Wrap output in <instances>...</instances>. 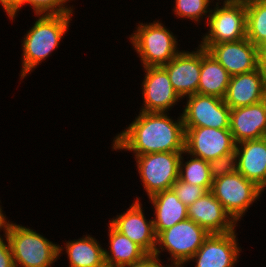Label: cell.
<instances>
[{
  "label": "cell",
  "instance_id": "5b68a950",
  "mask_svg": "<svg viewBox=\"0 0 266 267\" xmlns=\"http://www.w3.org/2000/svg\"><path fill=\"white\" fill-rule=\"evenodd\" d=\"M207 16L208 31L198 45H213L246 38V0L232 3L215 2Z\"/></svg>",
  "mask_w": 266,
  "mask_h": 267
},
{
  "label": "cell",
  "instance_id": "8992f818",
  "mask_svg": "<svg viewBox=\"0 0 266 267\" xmlns=\"http://www.w3.org/2000/svg\"><path fill=\"white\" fill-rule=\"evenodd\" d=\"M211 192L238 224L264 191L237 171L214 179Z\"/></svg>",
  "mask_w": 266,
  "mask_h": 267
},
{
  "label": "cell",
  "instance_id": "603a6c76",
  "mask_svg": "<svg viewBox=\"0 0 266 267\" xmlns=\"http://www.w3.org/2000/svg\"><path fill=\"white\" fill-rule=\"evenodd\" d=\"M109 247L104 248V258L107 264L127 266L141 260L147 253L127 236L108 224ZM108 250V251H107Z\"/></svg>",
  "mask_w": 266,
  "mask_h": 267
},
{
  "label": "cell",
  "instance_id": "f1b7e54d",
  "mask_svg": "<svg viewBox=\"0 0 266 267\" xmlns=\"http://www.w3.org/2000/svg\"><path fill=\"white\" fill-rule=\"evenodd\" d=\"M171 189L187 207L208 192L205 188L187 183L180 178L172 185Z\"/></svg>",
  "mask_w": 266,
  "mask_h": 267
},
{
  "label": "cell",
  "instance_id": "4dcf8cb0",
  "mask_svg": "<svg viewBox=\"0 0 266 267\" xmlns=\"http://www.w3.org/2000/svg\"><path fill=\"white\" fill-rule=\"evenodd\" d=\"M161 258L153 254L145 255L141 260L136 261L124 267H162Z\"/></svg>",
  "mask_w": 266,
  "mask_h": 267
},
{
  "label": "cell",
  "instance_id": "484cf974",
  "mask_svg": "<svg viewBox=\"0 0 266 267\" xmlns=\"http://www.w3.org/2000/svg\"><path fill=\"white\" fill-rule=\"evenodd\" d=\"M25 4L32 7L35 15L73 14L74 12L73 6H68L63 0H16L6 11L7 17L13 21Z\"/></svg>",
  "mask_w": 266,
  "mask_h": 267
},
{
  "label": "cell",
  "instance_id": "d6986e66",
  "mask_svg": "<svg viewBox=\"0 0 266 267\" xmlns=\"http://www.w3.org/2000/svg\"><path fill=\"white\" fill-rule=\"evenodd\" d=\"M237 171L263 191L266 189V137L236 144Z\"/></svg>",
  "mask_w": 266,
  "mask_h": 267
},
{
  "label": "cell",
  "instance_id": "9c48e42d",
  "mask_svg": "<svg viewBox=\"0 0 266 267\" xmlns=\"http://www.w3.org/2000/svg\"><path fill=\"white\" fill-rule=\"evenodd\" d=\"M186 99L181 113L184 127L230 129L231 108L223 99L198 93Z\"/></svg>",
  "mask_w": 266,
  "mask_h": 267
},
{
  "label": "cell",
  "instance_id": "7c38bea8",
  "mask_svg": "<svg viewBox=\"0 0 266 267\" xmlns=\"http://www.w3.org/2000/svg\"><path fill=\"white\" fill-rule=\"evenodd\" d=\"M236 235V230L210 234L188 262L195 260V267H235L242 252Z\"/></svg>",
  "mask_w": 266,
  "mask_h": 267
},
{
  "label": "cell",
  "instance_id": "7402d4cb",
  "mask_svg": "<svg viewBox=\"0 0 266 267\" xmlns=\"http://www.w3.org/2000/svg\"><path fill=\"white\" fill-rule=\"evenodd\" d=\"M231 75L202 47V64L197 93L223 99Z\"/></svg>",
  "mask_w": 266,
  "mask_h": 267
},
{
  "label": "cell",
  "instance_id": "d590c367",
  "mask_svg": "<svg viewBox=\"0 0 266 267\" xmlns=\"http://www.w3.org/2000/svg\"><path fill=\"white\" fill-rule=\"evenodd\" d=\"M100 267H124V266H119V265H114V264H107L104 262Z\"/></svg>",
  "mask_w": 266,
  "mask_h": 267
},
{
  "label": "cell",
  "instance_id": "7a4b0ae2",
  "mask_svg": "<svg viewBox=\"0 0 266 267\" xmlns=\"http://www.w3.org/2000/svg\"><path fill=\"white\" fill-rule=\"evenodd\" d=\"M73 14L36 15L34 25L26 32L22 45L20 79L31 74L60 45ZM71 20V21H70Z\"/></svg>",
  "mask_w": 266,
  "mask_h": 267
},
{
  "label": "cell",
  "instance_id": "74e56055",
  "mask_svg": "<svg viewBox=\"0 0 266 267\" xmlns=\"http://www.w3.org/2000/svg\"><path fill=\"white\" fill-rule=\"evenodd\" d=\"M66 4H68V2H71V1H73V0H63Z\"/></svg>",
  "mask_w": 266,
  "mask_h": 267
},
{
  "label": "cell",
  "instance_id": "e0dca14e",
  "mask_svg": "<svg viewBox=\"0 0 266 267\" xmlns=\"http://www.w3.org/2000/svg\"><path fill=\"white\" fill-rule=\"evenodd\" d=\"M266 99V77L259 68L231 76L224 102L231 108L249 106Z\"/></svg>",
  "mask_w": 266,
  "mask_h": 267
},
{
  "label": "cell",
  "instance_id": "8d00e7d4",
  "mask_svg": "<svg viewBox=\"0 0 266 267\" xmlns=\"http://www.w3.org/2000/svg\"><path fill=\"white\" fill-rule=\"evenodd\" d=\"M211 1L213 2L214 0H211ZM217 1H218L217 3L221 4L220 0H217ZM221 1H223V3H232V2H237V1H240V0H221Z\"/></svg>",
  "mask_w": 266,
  "mask_h": 267
},
{
  "label": "cell",
  "instance_id": "cb8c5ba5",
  "mask_svg": "<svg viewBox=\"0 0 266 267\" xmlns=\"http://www.w3.org/2000/svg\"><path fill=\"white\" fill-rule=\"evenodd\" d=\"M246 38L255 46L266 43V0H246Z\"/></svg>",
  "mask_w": 266,
  "mask_h": 267
},
{
  "label": "cell",
  "instance_id": "30bf717a",
  "mask_svg": "<svg viewBox=\"0 0 266 267\" xmlns=\"http://www.w3.org/2000/svg\"><path fill=\"white\" fill-rule=\"evenodd\" d=\"M185 151L204 161H211L235 150L230 129L212 127H184Z\"/></svg>",
  "mask_w": 266,
  "mask_h": 267
},
{
  "label": "cell",
  "instance_id": "277c9868",
  "mask_svg": "<svg viewBox=\"0 0 266 267\" xmlns=\"http://www.w3.org/2000/svg\"><path fill=\"white\" fill-rule=\"evenodd\" d=\"M129 36L132 48L138 54L143 67H161L170 62L178 50L177 37L159 20L138 23Z\"/></svg>",
  "mask_w": 266,
  "mask_h": 267
},
{
  "label": "cell",
  "instance_id": "ac0fdd59",
  "mask_svg": "<svg viewBox=\"0 0 266 267\" xmlns=\"http://www.w3.org/2000/svg\"><path fill=\"white\" fill-rule=\"evenodd\" d=\"M230 132L236 144L266 137V99L231 109Z\"/></svg>",
  "mask_w": 266,
  "mask_h": 267
},
{
  "label": "cell",
  "instance_id": "9a60e30c",
  "mask_svg": "<svg viewBox=\"0 0 266 267\" xmlns=\"http://www.w3.org/2000/svg\"><path fill=\"white\" fill-rule=\"evenodd\" d=\"M195 50L192 52L181 50L170 62L162 66L167 71L175 92L182 100L197 93L202 47L199 45Z\"/></svg>",
  "mask_w": 266,
  "mask_h": 267
},
{
  "label": "cell",
  "instance_id": "836d02e7",
  "mask_svg": "<svg viewBox=\"0 0 266 267\" xmlns=\"http://www.w3.org/2000/svg\"><path fill=\"white\" fill-rule=\"evenodd\" d=\"M15 2L16 0H0V5L4 9V12H6Z\"/></svg>",
  "mask_w": 266,
  "mask_h": 267
},
{
  "label": "cell",
  "instance_id": "ffe728a7",
  "mask_svg": "<svg viewBox=\"0 0 266 267\" xmlns=\"http://www.w3.org/2000/svg\"><path fill=\"white\" fill-rule=\"evenodd\" d=\"M148 198L154 207L153 224L157 236L188 218L187 206L179 200L172 189L157 192Z\"/></svg>",
  "mask_w": 266,
  "mask_h": 267
},
{
  "label": "cell",
  "instance_id": "5bb4252c",
  "mask_svg": "<svg viewBox=\"0 0 266 267\" xmlns=\"http://www.w3.org/2000/svg\"><path fill=\"white\" fill-rule=\"evenodd\" d=\"M200 46L205 48L231 76L258 68V47L247 38Z\"/></svg>",
  "mask_w": 266,
  "mask_h": 267
},
{
  "label": "cell",
  "instance_id": "d6a6232c",
  "mask_svg": "<svg viewBox=\"0 0 266 267\" xmlns=\"http://www.w3.org/2000/svg\"><path fill=\"white\" fill-rule=\"evenodd\" d=\"M2 206L0 205V231L4 230L8 224L10 223L8 218H6V214L3 213Z\"/></svg>",
  "mask_w": 266,
  "mask_h": 267
},
{
  "label": "cell",
  "instance_id": "4fadbf2b",
  "mask_svg": "<svg viewBox=\"0 0 266 267\" xmlns=\"http://www.w3.org/2000/svg\"><path fill=\"white\" fill-rule=\"evenodd\" d=\"M142 82V112H167L182 99L175 92L167 71L161 67H145ZM170 109V110H169Z\"/></svg>",
  "mask_w": 266,
  "mask_h": 267
},
{
  "label": "cell",
  "instance_id": "f546056e",
  "mask_svg": "<svg viewBox=\"0 0 266 267\" xmlns=\"http://www.w3.org/2000/svg\"><path fill=\"white\" fill-rule=\"evenodd\" d=\"M3 232V236L5 238H3L0 234V267H15L6 230L4 229Z\"/></svg>",
  "mask_w": 266,
  "mask_h": 267
},
{
  "label": "cell",
  "instance_id": "44dd1931",
  "mask_svg": "<svg viewBox=\"0 0 266 267\" xmlns=\"http://www.w3.org/2000/svg\"><path fill=\"white\" fill-rule=\"evenodd\" d=\"M65 247L59 245V256L67 253L69 267H100L104 262V247L91 235L67 241Z\"/></svg>",
  "mask_w": 266,
  "mask_h": 267
},
{
  "label": "cell",
  "instance_id": "d4e9b609",
  "mask_svg": "<svg viewBox=\"0 0 266 267\" xmlns=\"http://www.w3.org/2000/svg\"><path fill=\"white\" fill-rule=\"evenodd\" d=\"M189 155L190 160H184ZM179 178L187 183L198 185L211 191L213 179L209 174V163L201 158L192 156L186 151L182 152L179 162Z\"/></svg>",
  "mask_w": 266,
  "mask_h": 267
},
{
  "label": "cell",
  "instance_id": "ba28073f",
  "mask_svg": "<svg viewBox=\"0 0 266 267\" xmlns=\"http://www.w3.org/2000/svg\"><path fill=\"white\" fill-rule=\"evenodd\" d=\"M182 152H157L135 157L137 171L147 197L170 190L179 178Z\"/></svg>",
  "mask_w": 266,
  "mask_h": 267
},
{
  "label": "cell",
  "instance_id": "1f68e13d",
  "mask_svg": "<svg viewBox=\"0 0 266 267\" xmlns=\"http://www.w3.org/2000/svg\"><path fill=\"white\" fill-rule=\"evenodd\" d=\"M258 68L266 77V43L258 47Z\"/></svg>",
  "mask_w": 266,
  "mask_h": 267
},
{
  "label": "cell",
  "instance_id": "83f0119b",
  "mask_svg": "<svg viewBox=\"0 0 266 267\" xmlns=\"http://www.w3.org/2000/svg\"><path fill=\"white\" fill-rule=\"evenodd\" d=\"M209 163V174L214 180L218 177L237 172V153L236 150L215 158Z\"/></svg>",
  "mask_w": 266,
  "mask_h": 267
},
{
  "label": "cell",
  "instance_id": "52a82bcc",
  "mask_svg": "<svg viewBox=\"0 0 266 267\" xmlns=\"http://www.w3.org/2000/svg\"><path fill=\"white\" fill-rule=\"evenodd\" d=\"M210 234L193 220L187 218L157 236L154 254L160 257L168 252L171 263H187Z\"/></svg>",
  "mask_w": 266,
  "mask_h": 267
},
{
  "label": "cell",
  "instance_id": "3957f363",
  "mask_svg": "<svg viewBox=\"0 0 266 267\" xmlns=\"http://www.w3.org/2000/svg\"><path fill=\"white\" fill-rule=\"evenodd\" d=\"M15 267H52L59 259V245L30 227L13 223L5 228Z\"/></svg>",
  "mask_w": 266,
  "mask_h": 267
},
{
  "label": "cell",
  "instance_id": "6da1fadb",
  "mask_svg": "<svg viewBox=\"0 0 266 267\" xmlns=\"http://www.w3.org/2000/svg\"><path fill=\"white\" fill-rule=\"evenodd\" d=\"M167 112H142L112 141V150L131 151L134 156L185 151L182 115L177 120Z\"/></svg>",
  "mask_w": 266,
  "mask_h": 267
},
{
  "label": "cell",
  "instance_id": "8fae6325",
  "mask_svg": "<svg viewBox=\"0 0 266 267\" xmlns=\"http://www.w3.org/2000/svg\"><path fill=\"white\" fill-rule=\"evenodd\" d=\"M141 200L135 202L127 211L113 217L109 223L121 234L140 246L147 254H153L156 248L157 235L154 230L153 218L147 220L144 215Z\"/></svg>",
  "mask_w": 266,
  "mask_h": 267
},
{
  "label": "cell",
  "instance_id": "4316f807",
  "mask_svg": "<svg viewBox=\"0 0 266 267\" xmlns=\"http://www.w3.org/2000/svg\"><path fill=\"white\" fill-rule=\"evenodd\" d=\"M173 9L174 15L179 18L189 19L194 23H199L203 19H207L210 14L211 0H175ZM206 16V17H205Z\"/></svg>",
  "mask_w": 266,
  "mask_h": 267
},
{
  "label": "cell",
  "instance_id": "2e32d148",
  "mask_svg": "<svg viewBox=\"0 0 266 267\" xmlns=\"http://www.w3.org/2000/svg\"><path fill=\"white\" fill-rule=\"evenodd\" d=\"M187 216L209 234L228 233L238 226L211 191L187 207Z\"/></svg>",
  "mask_w": 266,
  "mask_h": 267
},
{
  "label": "cell",
  "instance_id": "e575fe53",
  "mask_svg": "<svg viewBox=\"0 0 266 267\" xmlns=\"http://www.w3.org/2000/svg\"><path fill=\"white\" fill-rule=\"evenodd\" d=\"M172 264V265H171ZM170 265L166 264V265H163L162 267H185V263H171Z\"/></svg>",
  "mask_w": 266,
  "mask_h": 267
}]
</instances>
